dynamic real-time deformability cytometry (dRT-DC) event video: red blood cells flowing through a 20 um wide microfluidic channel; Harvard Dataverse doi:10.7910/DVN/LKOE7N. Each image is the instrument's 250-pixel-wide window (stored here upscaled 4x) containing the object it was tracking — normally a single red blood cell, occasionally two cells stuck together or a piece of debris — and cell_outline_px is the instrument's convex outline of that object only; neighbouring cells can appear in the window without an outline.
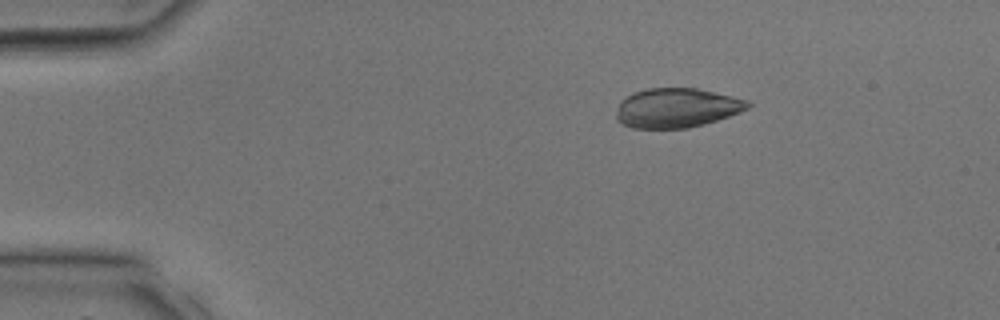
{"species": "common noctule bat (a hibernating species)", "species_latin": "Nyctalus noctula", "temperature_condition": "room temperature", "stored_images_in_passage": 12, "camera_frame_rate_fps": 3000, "um_per_image_px": 0.085, "animal": {"sex": "male", "body_mass_g": 17.9, "forearm_length_mm": 54.2}, "frame": {"image": 1, "passage_image": 1, "time_ms": 0.0, "image_size_px": [1000, 320], "cell_outline_px": [[752, 104], [748, 108], [740, 112], [704, 124], [688, 128], [632, 128], [616, 120], [616, 112], [620, 100], [632, 92], [648, 88], [696, 88], [748, 100]], "centroid_in_image_um": [57.48, 9.17], "position_along_channel_um": 27.5, "area_um2": 30.23}}
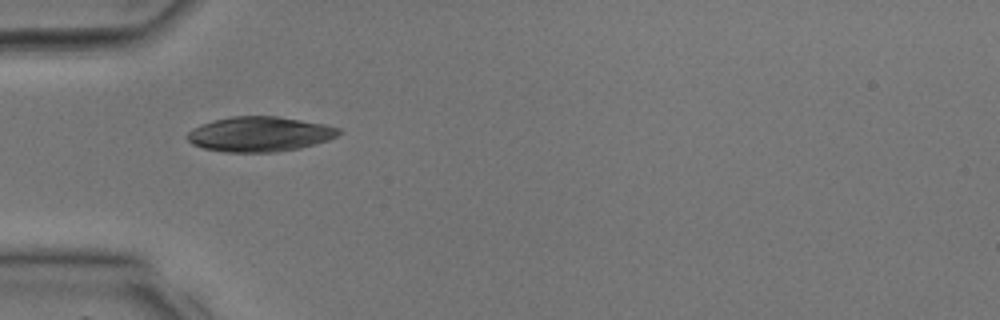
{"frame": {"image": 2, "passage_image": 6, "time_ms": 1.667, "image_size_px": [1000, 320], "cell_outline_px": [[344, 132], [328, 140], [316, 144], [300, 148], [276, 152], [224, 152], [204, 148], [192, 144], [184, 136], [192, 128], [200, 124], [212, 120], [232, 116], [276, 116], [324, 124], [340, 128]], "centroid_in_image_um": [22.05, 11.4], "position_along_channel_um": 62.9, "area_um2": 31.1}}
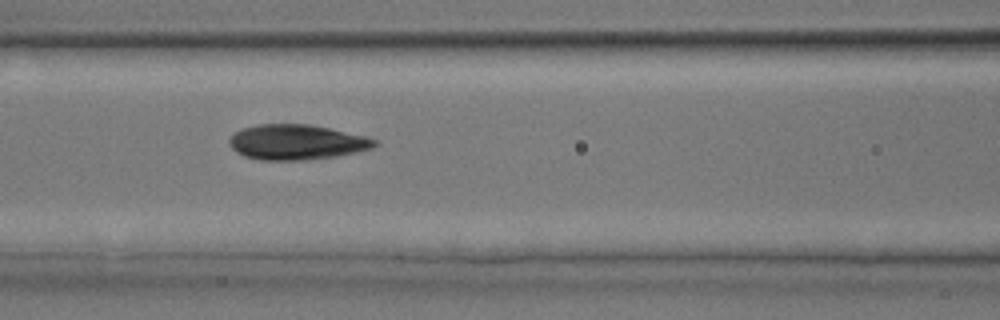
{"frame": {"image": 3, "passage_image": 10, "time_ms": 3.0, "image_size_px": [1000, 320], "cell_outline_px": [[380, 144], [372, 148], [336, 156], [304, 160], [260, 160], [244, 156], [236, 152], [228, 144], [228, 140], [236, 132], [244, 128], [256, 124], [308, 124], [328, 128], [364, 136], [376, 140]], "centroid_in_image_um": [25.18, 12.09], "position_along_channel_um": 141.4, "area_um2": 29.59}}